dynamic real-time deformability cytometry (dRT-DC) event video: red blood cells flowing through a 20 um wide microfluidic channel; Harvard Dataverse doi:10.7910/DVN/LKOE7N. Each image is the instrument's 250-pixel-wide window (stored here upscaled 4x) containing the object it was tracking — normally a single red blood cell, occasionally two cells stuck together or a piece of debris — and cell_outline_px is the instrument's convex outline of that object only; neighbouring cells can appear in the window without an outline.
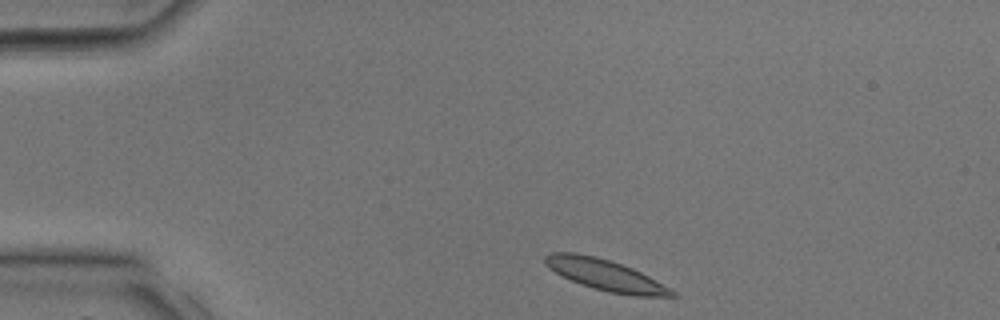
{"species": "common noctule bat (a hibernating species)", "species_latin": "Nyctalus noctula", "temperature_condition": "room temperature", "stored_images_in_passage": 23, "camera_frame_rate_fps": 3000, "um_per_image_px": 0.085, "animal": {"sex": "male", "body_mass_g": 17.9, "forearm_length_mm": 54.2}, "frame": {"image": 1, "passage_image": 1, "time_ms": 0.0, "image_size_px": [1000, 320], "cell_outline_px": [[680, 296], [636, 296], [608, 292], [580, 284], [548, 268], [544, 264], [544, 256], [552, 252], [576, 252], [596, 256], [632, 268], [656, 280], [676, 292]], "centroid_in_image_um": [51.44, 23.37], "position_along_channel_um": 33.6, "area_um2": 22.77}}
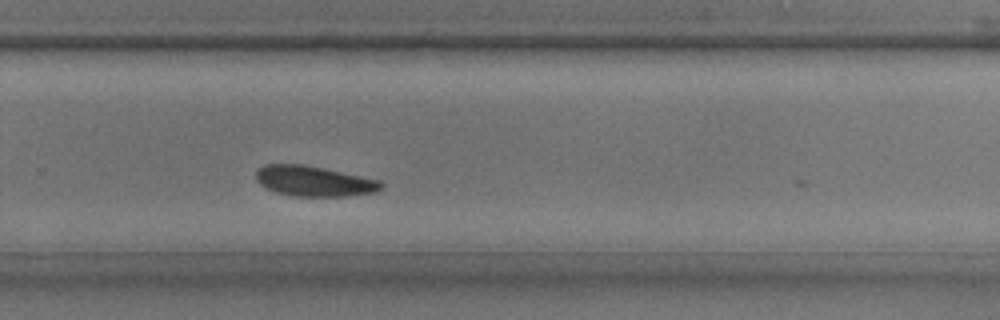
{"frame": {"image": 2, "passage_image": 18, "time_ms": 5.667, "image_size_px": [1000, 320], "cell_outline_px": [[384, 184], [376, 192], [348, 196], [292, 196], [276, 192], [264, 188], [256, 180], [256, 172], [264, 164], [300, 164], [380, 180]], "centroid_in_image_um": [26.65, 15.41], "position_along_channel_um": 303.2, "area_um2": 21.91}}
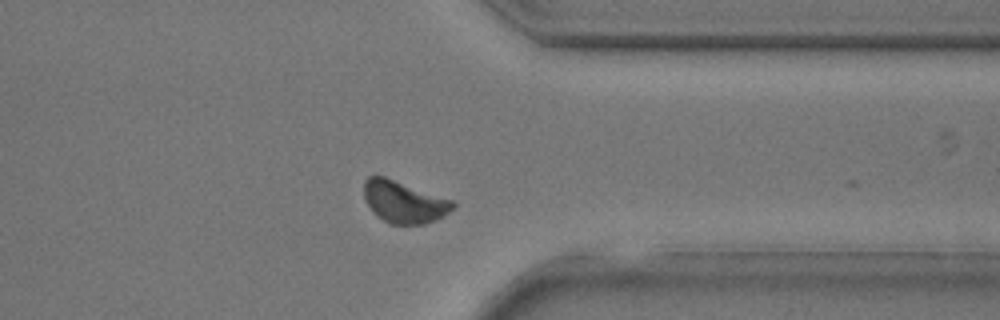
{"frame": {"image": 3, "passage_image": 22, "time_ms": 7.0, "image_size_px": [1000, 320], "cell_outline_px": [[456, 204], [444, 216], [436, 220], [424, 224], [388, 224], [376, 216], [372, 212], [364, 200], [364, 180], [368, 176], [384, 176], [452, 200]], "centroid_in_image_um": [34.29, 17.17], "position_along_channel_um": 377.1, "area_um2": 21.79}}